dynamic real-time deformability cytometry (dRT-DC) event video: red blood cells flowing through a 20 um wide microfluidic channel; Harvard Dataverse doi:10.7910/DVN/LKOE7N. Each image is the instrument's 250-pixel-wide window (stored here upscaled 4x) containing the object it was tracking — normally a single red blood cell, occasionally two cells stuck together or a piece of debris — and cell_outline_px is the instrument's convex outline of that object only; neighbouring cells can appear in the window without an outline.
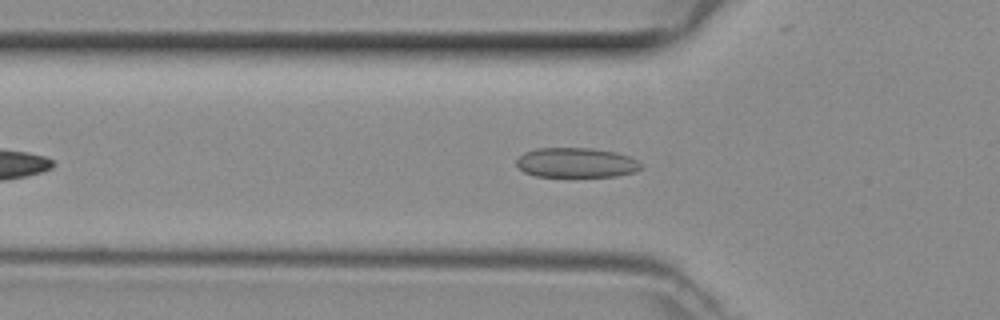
{"species": "common noctule bat (a hibernating species)", "species_latin": "Nyctalus noctula", "temperature_condition": "room temperature", "stored_images_in_passage": 38, "camera_frame_rate_fps": 3000, "um_per_image_px": 0.085, "animal": {"sex": "female", "body_mass_g": 29.2, "forearm_length_mm": 56.3}, "frame": {"image": 1, "passage_image": 9, "time_ms": 2.667, "image_size_px": [1000, 320], "cell_outline_px": [[644, 168], [632, 172], [616, 176], [536, 176], [524, 172], [516, 164], [516, 160], [524, 152], [536, 148], [592, 148], [616, 152], [628, 156], [636, 160]], "centroid_in_image_um": [48.96, 13.82], "position_along_channel_um": 76.8, "area_um2": 21.5}}
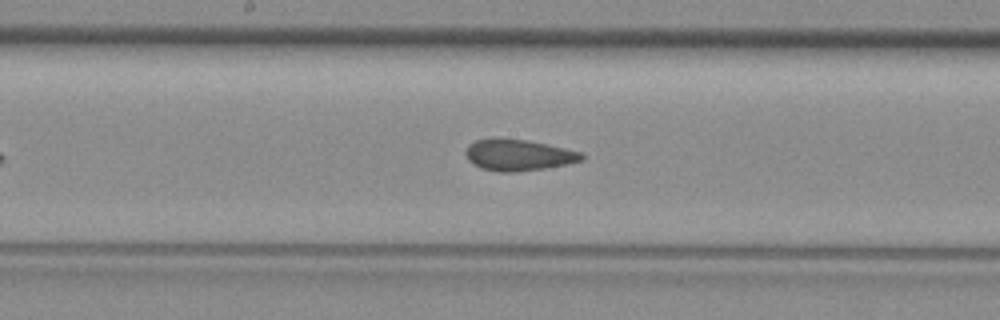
{"frame": {"image": 2, "passage_image": 18, "time_ms": 5.667, "image_size_px": [1000, 320], "cell_outline_px": [[584, 160], [544, 168], [516, 172], [496, 172], [480, 168], [468, 160], [464, 152], [476, 140], [528, 140], [548, 144], [580, 152], [584, 156]], "centroid_in_image_um": [44.08, 13.21], "position_along_channel_um": 204.1, "area_um2": 20.58}}
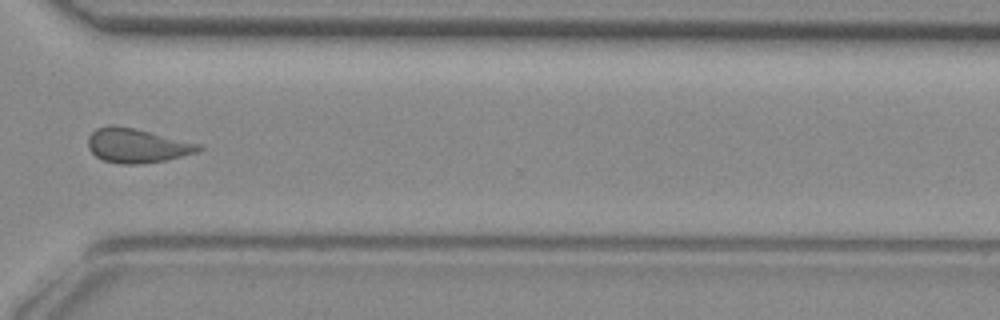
{"frame": {"image": 3, "passage_image": 29, "time_ms": 9.333, "image_size_px": [1000, 320], "cell_outline_px": [[204, 148], [200, 152], [164, 160], [140, 164], [120, 164], [104, 160], [96, 156], [88, 148], [88, 136], [96, 128], [108, 124], [112, 124], [132, 128], [200, 144]], "centroid_in_image_um": [11.62, 12.37], "position_along_channel_um": 359.0, "area_um2": 21.96}}